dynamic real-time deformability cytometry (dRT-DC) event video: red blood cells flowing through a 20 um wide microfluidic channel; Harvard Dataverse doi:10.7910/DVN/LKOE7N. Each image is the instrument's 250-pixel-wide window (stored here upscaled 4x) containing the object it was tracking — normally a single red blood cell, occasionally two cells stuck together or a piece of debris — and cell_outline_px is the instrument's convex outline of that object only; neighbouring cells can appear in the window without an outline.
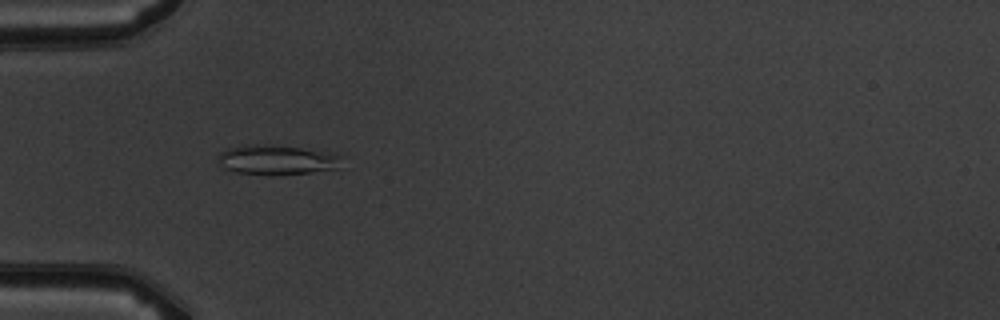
{"species": "common noctule bat (a hibernating species)", "species_latin": "Nyctalus noctula", "temperature_condition": "warm", "stored_images_in_passage": 4, "camera_frame_rate_fps": 3000, "um_per_image_px": 0.085, "animal": {"sex": "male", "body_mass_g": 19.5, "forearm_length_mm": 54.6}, "frame": {"image": 1, "passage_image": 4, "time_ms": 4.333, "image_size_px": [1000, 320], "cell_outline_px": [[344, 156], [336, 168], [308, 172], [272, 176], [268, 176], [236, 172], [224, 168], [216, 160], [216, 156], [220, 152], [228, 148], [248, 144], [268, 144], [324, 148], [336, 152]], "centroid_in_image_um": [23.58, 13.55], "position_along_channel_um": 61.4, "area_um2": 22.54}}